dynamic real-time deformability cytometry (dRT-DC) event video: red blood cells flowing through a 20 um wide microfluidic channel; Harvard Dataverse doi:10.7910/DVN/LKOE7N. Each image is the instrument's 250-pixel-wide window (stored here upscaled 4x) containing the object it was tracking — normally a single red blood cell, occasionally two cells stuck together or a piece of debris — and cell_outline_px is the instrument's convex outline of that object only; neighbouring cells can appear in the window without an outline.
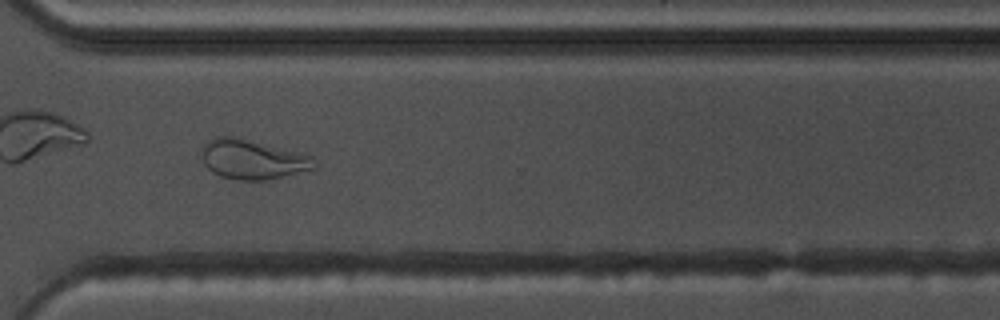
{"species": "common noctule bat (a hibernating species)", "species_latin": "Nyctalus noctula", "temperature_condition": "warm", "stored_images_in_passage": 38, "camera_frame_rate_fps": 3000, "um_per_image_px": 0.085, "animal": {"sex": "male", "body_mass_g": 17.5, "forearm_length_mm": 52.3}, "frame": {"image": 1, "passage_image": 27, "time_ms": 8.667, "image_size_px": [1000, 320], "cell_outline_px": [[316, 168], [264, 180], [236, 180], [220, 176], [212, 172], [204, 164], [200, 156], [200, 148], [208, 140], [216, 136], [232, 136], [312, 156], [316, 164]], "centroid_in_image_um": [21.37, 13.55], "position_along_channel_um": 349.2, "area_um2": 25.72}}